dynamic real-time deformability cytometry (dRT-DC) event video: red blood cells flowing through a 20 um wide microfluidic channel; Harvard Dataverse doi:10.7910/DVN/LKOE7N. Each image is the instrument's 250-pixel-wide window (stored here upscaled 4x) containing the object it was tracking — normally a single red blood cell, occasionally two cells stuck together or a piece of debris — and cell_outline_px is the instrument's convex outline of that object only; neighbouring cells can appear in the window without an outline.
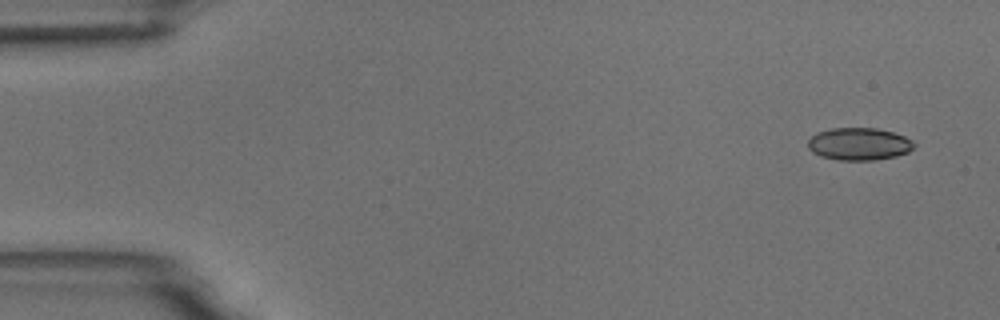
{"species": "common noctule bat (a hibernating species)", "species_latin": "Nyctalus noctula", "temperature_condition": "room temperature", "stored_images_in_passage": 4, "camera_frame_rate_fps": 3000, "um_per_image_px": 0.085, "animal": {"sex": "male", "body_mass_g": 18.8}, "frame": {"image": 1, "passage_image": 1, "time_ms": 0.0, "image_size_px": [1000, 320], "cell_outline_px": [[916, 144], [908, 152], [896, 156], [872, 160], [836, 160], [820, 156], [812, 152], [808, 148], [808, 140], [816, 132], [832, 128], [876, 128], [892, 132], [904, 136], [912, 140]], "centroid_in_image_um": [72.99, 12.24], "position_along_channel_um": 12.0, "area_um2": 20.11}}
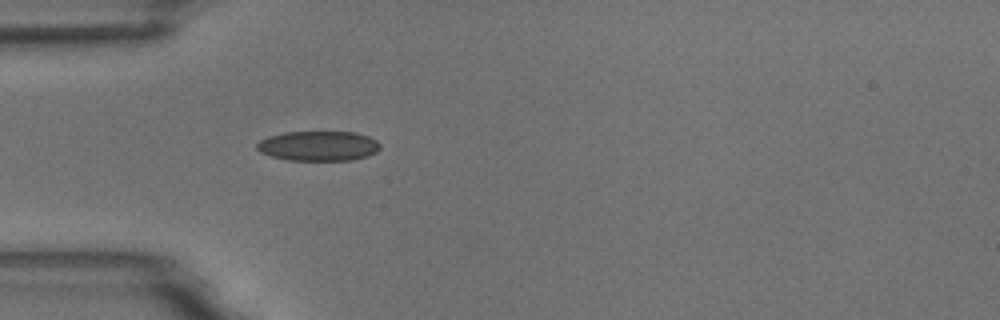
{"frame": {"image": 2, "passage_image": 4, "time_ms": 4.333, "image_size_px": [1000, 320], "cell_outline_px": [[380, 148], [376, 152], [368, 156], [352, 160], [288, 160], [272, 156], [260, 152], [256, 148], [256, 144], [260, 140], [268, 136], [284, 132], [352, 132], [368, 136], [376, 140], [380, 144]], "centroid_in_image_um": [27.06, 12.4], "position_along_channel_um": 57.9, "area_um2": 21.44}}